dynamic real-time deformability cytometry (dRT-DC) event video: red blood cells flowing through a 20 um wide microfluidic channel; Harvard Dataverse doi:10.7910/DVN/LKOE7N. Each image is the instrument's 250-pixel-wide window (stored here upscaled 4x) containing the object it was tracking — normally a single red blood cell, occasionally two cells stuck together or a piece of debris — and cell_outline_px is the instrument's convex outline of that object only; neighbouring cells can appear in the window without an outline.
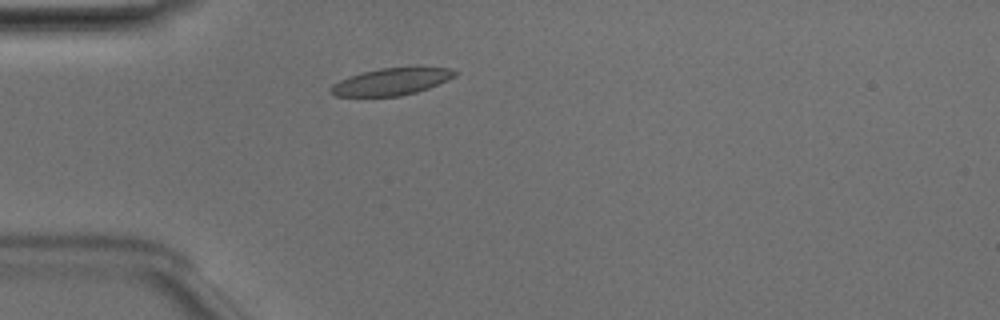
{"species": "Egyptian fruit bat (a non-hibernating species)", "species_latin": "Rousettus aegyptiacus", "temperature_condition": "room temperature", "stored_images_in_passage": 43, "camera_frame_rate_fps": 3000, "um_per_image_px": 0.085, "animal": {"sex": "male"}, "frame": {"image": 1, "passage_image": 7, "time_ms": 2.0, "image_size_px": [1000, 320], "cell_outline_px": [[460, 72], [456, 76], [428, 88], [416, 92], [400, 96], [336, 96], [328, 92], [328, 88], [332, 84], [348, 76], [380, 68], [448, 68]], "centroid_in_image_um": [33.22, 6.95], "position_along_channel_um": 51.8, "area_um2": 19.36}}
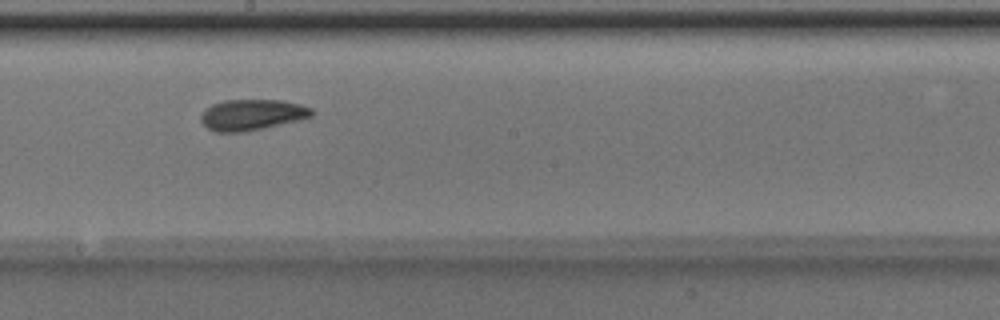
{"frame": {"image": 2, "passage_image": 21, "time_ms": 6.667, "image_size_px": [1000, 320], "cell_outline_px": [[312, 116], [300, 120], [244, 132], [216, 132], [208, 128], [200, 120], [200, 116], [204, 108], [212, 104], [224, 100], [280, 100], [300, 104], [312, 108]], "centroid_in_image_um": [21.39, 9.75], "position_along_channel_um": 226.8, "area_um2": 20.0}}
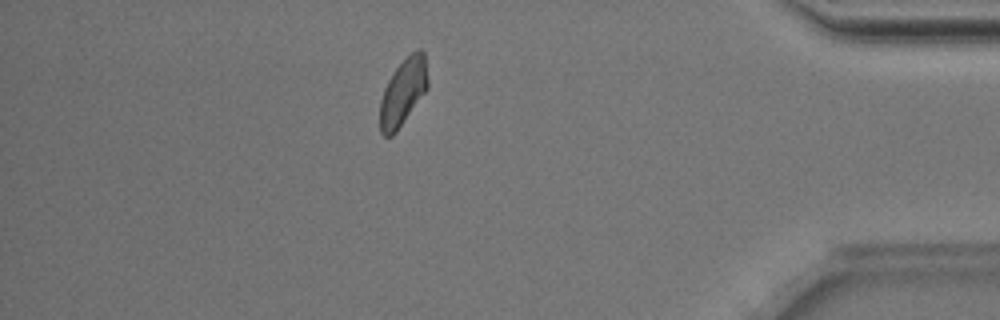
{"frame": {"image": 3, "passage_image": 37, "time_ms": 12.0, "image_size_px": [1000, 320], "cell_outline_px": [[428, 88], [396, 132], [392, 136], [384, 136], [380, 132], [380, 100], [384, 88], [392, 72], [416, 48], [420, 48], [424, 52], [428, 80]], "centroid_in_image_um": [34.26, 7.82], "position_along_channel_um": 400.9, "area_um2": 18.55}, "authors_computed_cell_mechanics": {"area_um2": 19.5364, "velocity_mm_per_s": 3.9825, "shape_relaxation_time_tau1_ms": 4.516, "shape_relaxation_time_tau2_ms": 4.1135, "deformation_change_tau1": 0.093, "deformation_change_tau2": 0.0886}}